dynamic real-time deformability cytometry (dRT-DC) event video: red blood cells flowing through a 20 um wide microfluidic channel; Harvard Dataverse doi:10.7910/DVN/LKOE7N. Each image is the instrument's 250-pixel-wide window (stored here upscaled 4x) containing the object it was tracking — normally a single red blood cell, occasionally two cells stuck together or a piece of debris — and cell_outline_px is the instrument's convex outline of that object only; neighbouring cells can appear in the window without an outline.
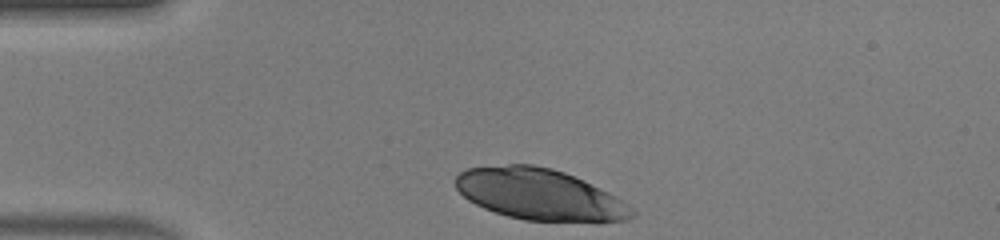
{"species": "human", "species_latin": "Homo sapiens", "temperature_condition": "warm", "stored_images_in_passage": 30, "camera_frame_rate_fps": 3000, "um_per_image_px": 0.085, "donor": {"sex": "male"}, "frame": {"image": 1, "passage_image": 1, "time_ms": 0.0, "image_size_px": [1000, 240], "cell_outline_px": [[636, 216], [628, 220], [596, 224], [524, 220], [508, 216], [484, 208], [468, 200], [456, 188], [456, 176], [460, 172], [468, 168], [508, 164], [532, 164], [552, 168], [564, 172], [620, 200], [636, 212]], "centroid_in_image_um": [45.88, 16.57], "position_along_channel_um": 39.1, "area_um2": 52.71}}